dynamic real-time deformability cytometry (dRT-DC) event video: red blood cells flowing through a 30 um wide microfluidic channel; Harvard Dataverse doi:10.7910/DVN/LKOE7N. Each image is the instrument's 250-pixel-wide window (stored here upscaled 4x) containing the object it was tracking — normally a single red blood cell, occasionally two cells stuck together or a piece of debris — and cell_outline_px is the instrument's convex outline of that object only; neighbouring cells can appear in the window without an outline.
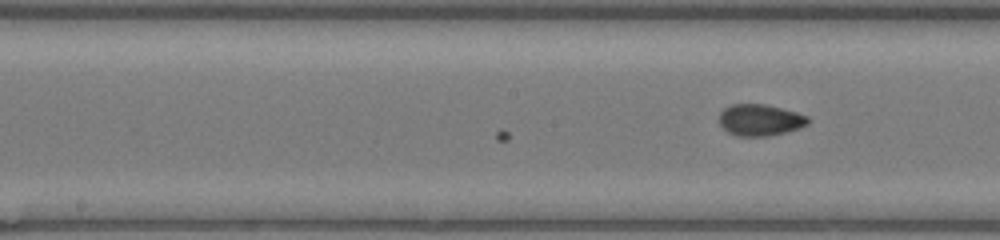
{"species": "common noctule bat (a hibernating species)", "species_latin": "Nyctalus noctula", "temperature_condition": "room temperature", "stored_images_in_passage": 11, "camera_frame_rate_fps": 3000, "um_per_image_px": 0.085, "animal": {"sex": "female", "body_mass_g": 17.0, "forearm_length_mm": 48.0}, "frame": {"image": 1, "passage_image": 11, "time_ms": 3.333, "image_size_px": [1000, 240], "cell_outline_px": [[812, 120], [808, 124], [800, 128], [768, 136], [736, 136], [728, 132], [720, 124], [720, 112], [724, 108], [732, 104], [764, 104], [796, 112], [808, 116]], "centroid_in_image_um": [64.63, 10.2], "position_along_channel_um": 183.6, "area_um2": 16.3}}